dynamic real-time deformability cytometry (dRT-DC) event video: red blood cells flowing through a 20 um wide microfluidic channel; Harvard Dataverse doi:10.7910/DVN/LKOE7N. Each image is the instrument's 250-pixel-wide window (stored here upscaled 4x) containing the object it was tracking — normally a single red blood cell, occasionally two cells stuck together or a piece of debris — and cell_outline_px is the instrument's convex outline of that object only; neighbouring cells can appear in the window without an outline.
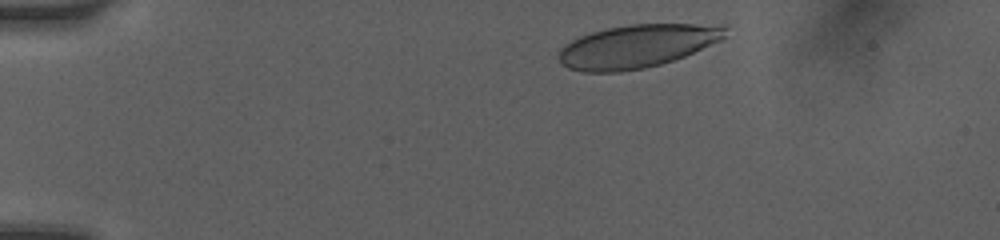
{"species": "human", "species_latin": "Homo sapiens", "temperature_condition": "room temperature", "stored_images_in_passage": 36, "camera_frame_rate_fps": 3000, "um_per_image_px": 0.085, "donor": {"sex": "female"}, "frame": {"image": 1, "passage_image": 2, "time_ms": 0.333, "image_size_px": [1000, 240], "cell_outline_px": [[728, 28], [724, 36], [720, 40], [684, 56], [660, 64], [644, 68], [620, 72], [584, 72], [568, 68], [560, 64], [556, 56], [560, 48], [564, 44], [580, 36], [592, 32], [608, 28], [628, 24], [728, 24]], "centroid_in_image_um": [54.12, 3.92], "position_along_channel_um": 30.9, "area_um2": 42.08}}
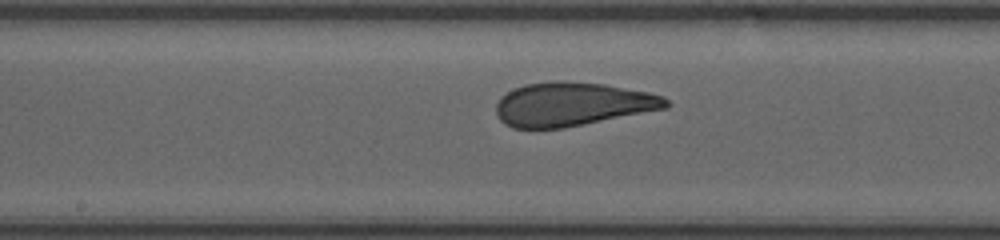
{"frame": {"image": 2, "passage_image": 21, "time_ms": 6.333, "image_size_px": [1000, 240], "cell_outline_px": [[672, 104], [668, 108], [564, 128], [512, 128], [504, 124], [496, 116], [496, 104], [500, 96], [524, 84], [560, 80], [564, 80], [604, 84], [648, 92], [664, 96]], "centroid_in_image_um": [48.65, 8.86], "position_along_channel_um": 199.6, "area_um2": 43.58}}
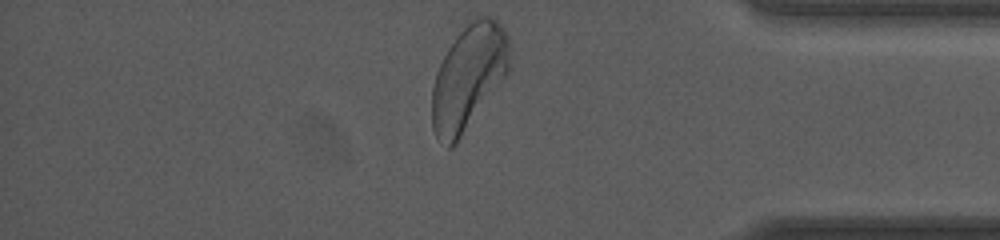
{"frame": {"image": 3, "passage_image": 36, "time_ms": 11.667, "image_size_px": [1000, 240], "cell_outline_px": [[512, 68], [456, 144], [452, 148], [448, 148], [436, 136], [432, 128], [432, 88], [436, 72], [448, 48], [456, 36], [472, 20], [480, 16], [488, 16], [496, 20], [500, 24], [508, 36], [512, 48]], "centroid_in_image_um": [39.86, 6.56], "position_along_channel_um": 395.3, "area_um2": 47.74}, "authors_computed_cell_mechanics": {"area_um2": 43.7257, "velocity_mm_per_s": 4.0579, "shape_relaxation_time_tau1_ms": 4.8176, "shape_relaxation_time_tau2_ms": 0.6578, "deformation_change_tau1": 0.1637, "deformation_change_tau2": 0.064}}